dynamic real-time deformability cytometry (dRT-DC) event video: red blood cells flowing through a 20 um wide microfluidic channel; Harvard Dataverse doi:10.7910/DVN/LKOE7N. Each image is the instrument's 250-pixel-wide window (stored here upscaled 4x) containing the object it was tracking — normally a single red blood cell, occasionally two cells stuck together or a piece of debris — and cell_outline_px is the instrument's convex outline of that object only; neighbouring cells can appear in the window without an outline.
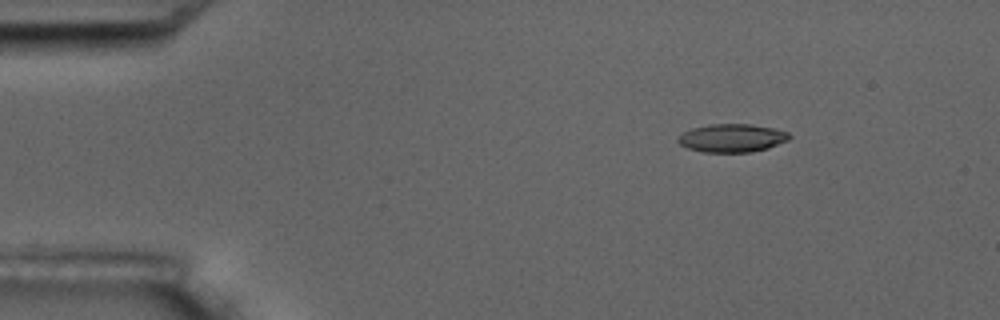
{"species": "common noctule bat (a hibernating species)", "species_latin": "Nyctalus noctula", "temperature_condition": "room temperature", "stored_images_in_passage": 7, "camera_frame_rate_fps": 3000, "um_per_image_px": 0.085, "animal": {"sex": "male", "body_mass_g": 17.5, "forearm_length_mm": 52.3}, "frame": {"image": 1, "passage_image": 1, "time_ms": 0.0, "image_size_px": [1000, 320], "cell_outline_px": [[792, 136], [788, 140], [768, 148], [752, 152], [704, 152], [688, 148], [680, 144], [676, 140], [684, 132], [692, 128], [708, 124], [748, 124], [772, 128], [788, 132]], "centroid_in_image_um": [62.22, 11.73], "position_along_channel_um": 22.8, "area_um2": 18.21}}
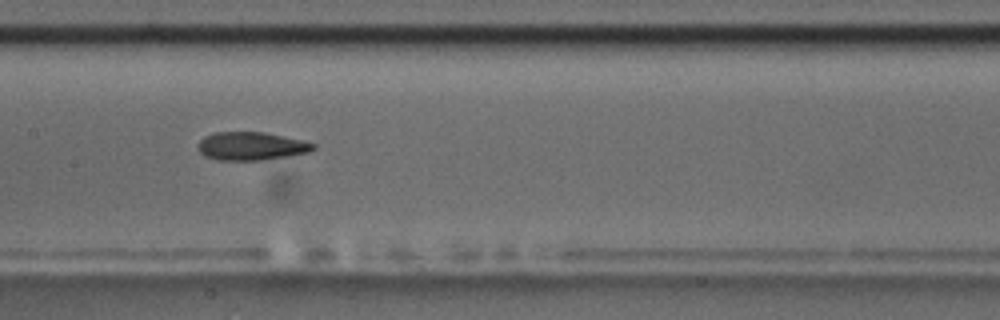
{"frame": {"image": 2, "passage_image": 6, "time_ms": 6.667, "image_size_px": [1000, 320], "cell_outline_px": [[316, 148], [308, 152], [260, 160], [216, 160], [204, 156], [200, 152], [200, 140], [204, 136], [216, 132], [264, 132], [300, 140], [316, 144]], "centroid_in_image_um": [21.33, 12.42], "position_along_channel_um": 186.1, "area_um2": 18.61}}
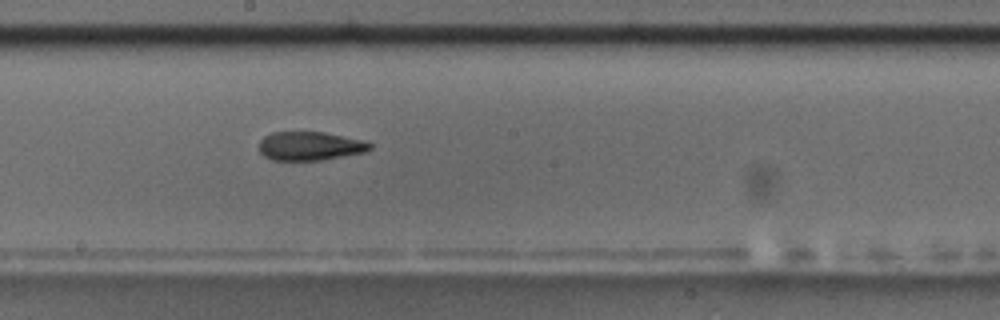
{"frame": {"image": 3, "passage_image": 7, "time_ms": 7.667, "image_size_px": [1000, 320], "cell_outline_px": [[372, 148], [364, 152], [320, 160], [272, 160], [264, 156], [260, 152], [260, 140], [264, 136], [272, 132], [324, 132], [360, 140], [372, 144]], "centroid_in_image_um": [26.31, 12.41], "position_along_channel_um": 221.9, "area_um2": 18.32}}